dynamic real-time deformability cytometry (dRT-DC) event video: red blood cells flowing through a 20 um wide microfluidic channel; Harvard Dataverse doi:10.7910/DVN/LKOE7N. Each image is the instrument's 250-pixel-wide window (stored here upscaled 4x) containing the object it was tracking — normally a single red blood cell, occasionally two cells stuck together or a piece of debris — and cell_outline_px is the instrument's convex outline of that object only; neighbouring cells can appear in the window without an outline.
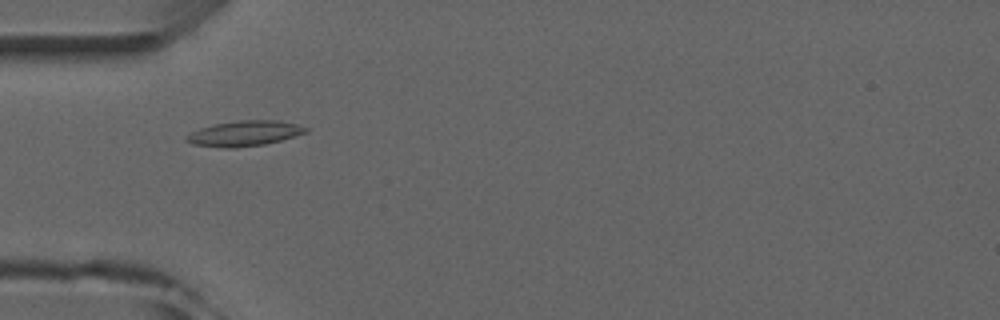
{"species": "common noctule bat (a hibernating species)", "species_latin": "Nyctalus noctula", "temperature_condition": "room temperature", "stored_images_in_passage": 5, "camera_frame_rate_fps": 3000, "um_per_image_px": 0.085, "animal": {"sex": "male", "forearm_length_mm": 52.5}, "frame": {"image": 1, "passage_image": 3, "time_ms": 3.333, "image_size_px": [1000, 320], "cell_outline_px": [[308, 132], [280, 140], [264, 144], [236, 148], [224, 148], [192, 144], [184, 140], [192, 132], [200, 128], [212, 124], [240, 120], [280, 120], [296, 124], [308, 128]], "centroid_in_image_um": [20.78, 11.34], "position_along_channel_um": 64.2, "area_um2": 17.57}}
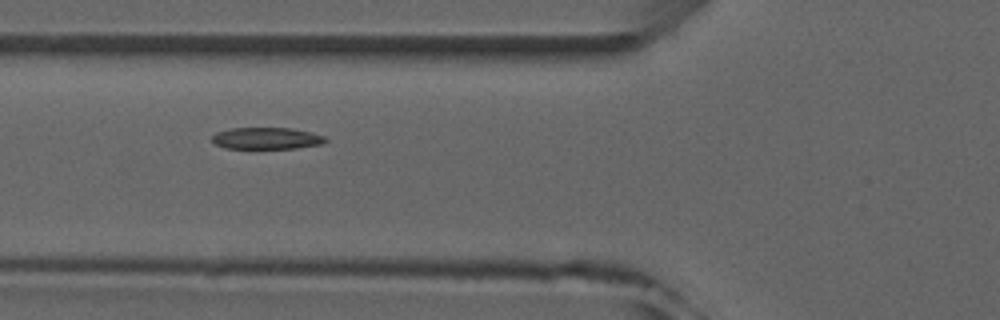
{"frame": {"image": 2, "passage_image": 4, "time_ms": 4.333, "image_size_px": [1000, 320], "cell_outline_px": [[328, 140], [320, 144], [296, 148], [224, 148], [216, 144], [212, 140], [212, 136], [216, 132], [232, 128], [292, 128], [312, 132], [324, 136]], "centroid_in_image_um": [22.66, 11.75], "position_along_channel_um": 103.1, "area_um2": 14.28}}
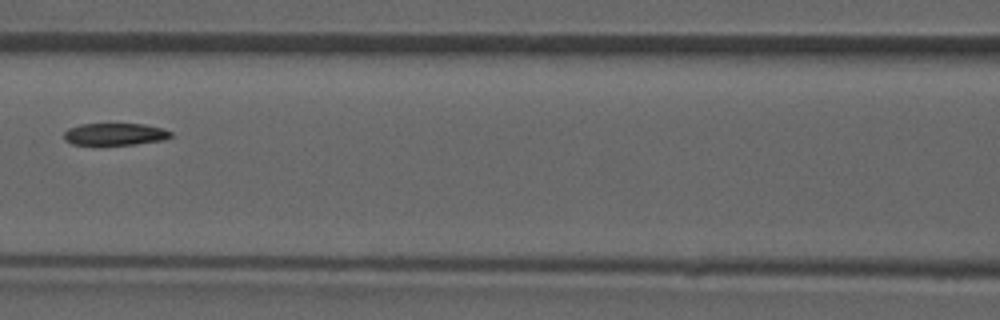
{"frame": {"image": 3, "passage_image": 5, "time_ms": 5.667, "image_size_px": [1000, 320], "cell_outline_px": [[172, 136], [164, 140], [136, 144], [72, 144], [64, 140], [64, 132], [68, 128], [80, 124], [144, 124], [164, 128], [172, 132]], "centroid_in_image_um": [9.79, 11.39], "position_along_channel_um": 156.8, "area_um2": 13.76}}